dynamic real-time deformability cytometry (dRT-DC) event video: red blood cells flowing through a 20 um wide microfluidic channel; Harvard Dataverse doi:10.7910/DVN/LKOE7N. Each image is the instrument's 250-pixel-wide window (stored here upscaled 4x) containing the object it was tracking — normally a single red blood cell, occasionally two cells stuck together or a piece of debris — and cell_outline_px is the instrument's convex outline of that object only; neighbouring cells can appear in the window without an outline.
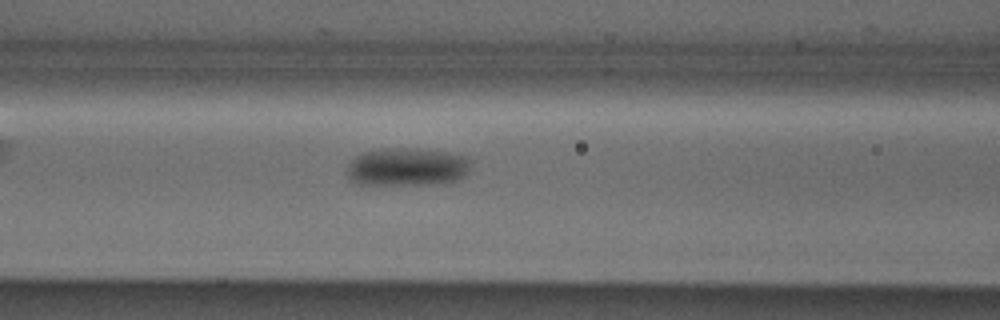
{"species": "Egyptian fruit bat (a non-hibernating species)", "species_latin": "Rousettus aegyptiacus", "temperature_condition": "cold", "stored_images_in_passage": 35, "camera_frame_rate_fps": 3000, "um_per_image_px": 0.085, "animal": {"sex": "male"}, "frame": {"image": 1, "passage_image": 14, "time_ms": 4.333, "image_size_px": [1000, 320], "cell_outline_px": [[468, 168], [464, 176], [456, 180], [420, 184], [356, 184], [348, 176], [348, 164], [356, 156], [364, 152], [380, 148], [416, 148], [448, 152], [464, 156], [468, 160]], "centroid_in_image_um": [34.54, 14.16], "position_along_channel_um": 132.1, "area_um2": 27.05}}
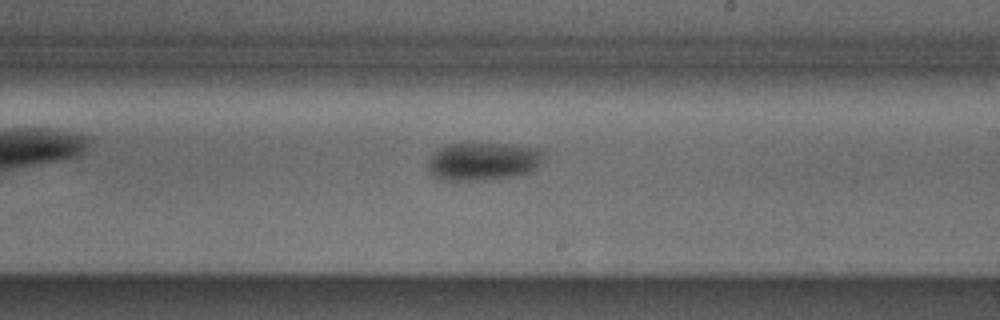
{"frame": {"image": 2, "passage_image": 23, "time_ms": 7.333, "image_size_px": [1000, 320], "cell_outline_px": [[544, 160], [532, 172], [516, 176], [480, 180], [444, 180], [432, 176], [428, 172], [428, 160], [440, 148], [448, 144], [504, 144], [540, 148], [544, 152]], "centroid_in_image_um": [41.1, 13.73], "position_along_channel_um": 247.9, "area_um2": 25.72}}
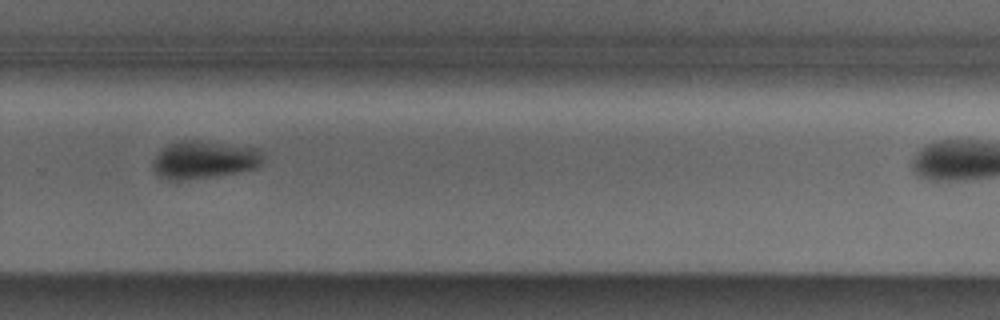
{"frame": {"image": 3, "passage_image": 28, "time_ms": 9.0, "image_size_px": [1000, 320], "cell_outline_px": [[264, 160], [256, 168], [236, 172], [212, 176], [180, 180], [168, 180], [160, 176], [152, 168], [152, 160], [168, 144], [180, 140], [200, 140], [260, 148], [264, 156]], "centroid_in_image_um": [17.37, 13.56], "position_along_channel_um": 312.4, "area_um2": 24.28}}